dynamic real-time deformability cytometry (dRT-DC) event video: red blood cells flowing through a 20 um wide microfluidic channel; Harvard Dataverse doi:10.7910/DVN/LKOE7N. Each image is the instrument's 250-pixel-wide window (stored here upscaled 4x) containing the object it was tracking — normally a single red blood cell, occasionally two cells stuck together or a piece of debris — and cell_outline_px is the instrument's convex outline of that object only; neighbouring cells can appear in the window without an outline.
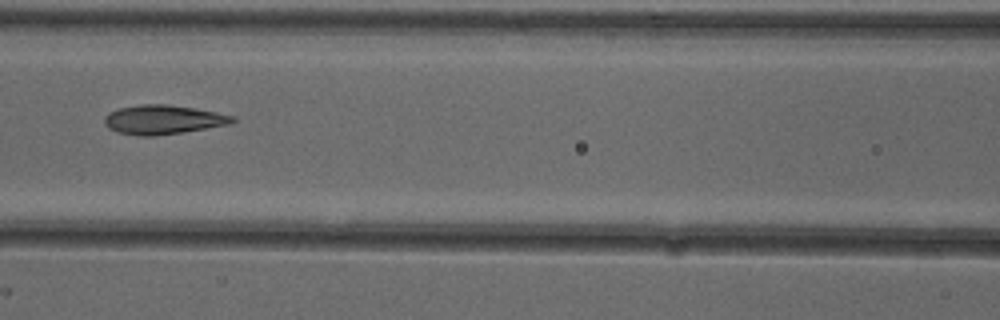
{"species": "common noctule bat (a hibernating species)", "species_latin": "Nyctalus noctula", "temperature_condition": "cold", "stored_images_in_passage": 6, "camera_frame_rate_fps": 3000, "um_per_image_px": 0.085, "animal": {"sex": "female"}, "frame": {"image": 1, "passage_image": 6, "time_ms": 1.667, "image_size_px": [1000, 320], "cell_outline_px": [[236, 120], [232, 124], [156, 136], [140, 136], [116, 132], [108, 128], [104, 124], [104, 116], [108, 112], [120, 108], [140, 104], [164, 104], [196, 108], [236, 116]], "centroid_in_image_um": [13.86, 10.17], "position_along_channel_um": 152.7, "area_um2": 21.96}}